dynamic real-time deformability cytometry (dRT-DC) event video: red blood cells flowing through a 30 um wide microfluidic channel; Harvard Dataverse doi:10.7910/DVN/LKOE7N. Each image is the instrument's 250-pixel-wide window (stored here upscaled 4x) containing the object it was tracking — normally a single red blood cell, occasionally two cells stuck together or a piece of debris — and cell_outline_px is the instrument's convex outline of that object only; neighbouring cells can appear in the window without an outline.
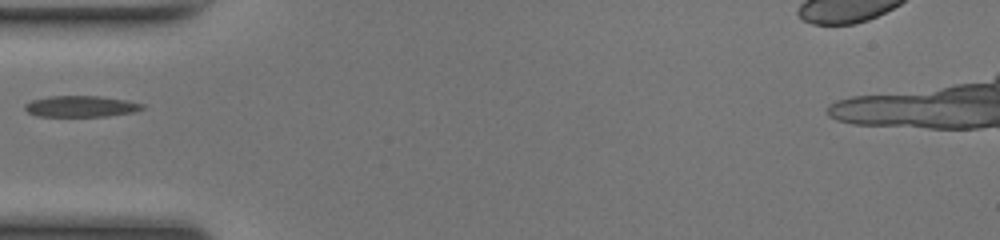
{"species": "common noctule bat (a hibernating species)", "species_latin": "Nyctalus noctula", "temperature_condition": "room temperature", "stored_images_in_passage": 34, "camera_frame_rate_fps": 3000, "um_per_image_px": 0.085, "animal": {"sex": "female", "body_mass_g": 17.0, "forearm_length_mm": 48.0}, "frame": {"image": 1, "passage_image": 1, "time_ms": 0.0, "image_size_px": [1000, 240], "cell_outline_px": [[144, 108], [136, 112], [108, 116], [36, 116], [28, 112], [24, 108], [24, 104], [32, 100], [48, 96], [100, 96], [124, 100], [144, 104]], "centroid_in_image_um": [6.87, 9.04], "position_along_channel_um": 78.1, "area_um2": 14.51}}
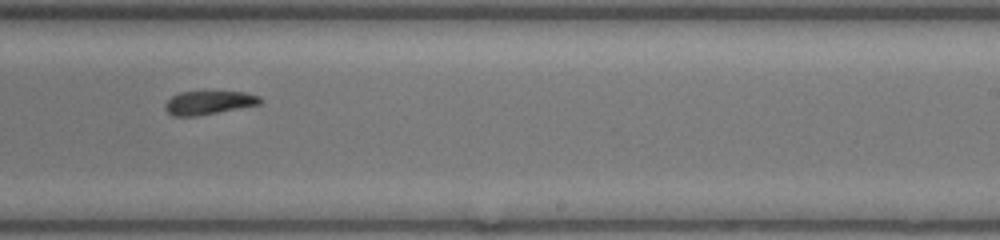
{"frame": {"image": 2, "passage_image": 15, "time_ms": 4.667, "image_size_px": [1000, 240], "cell_outline_px": [[264, 100], [260, 104], [196, 116], [172, 116], [164, 108], [164, 104], [172, 96], [180, 92], [244, 92], [260, 96]], "centroid_in_image_um": [17.74, 8.72], "position_along_channel_um": 271.3, "area_um2": 12.95}}
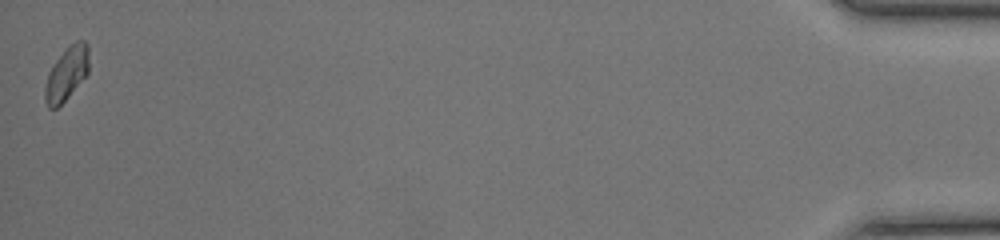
{"frame": {"image": 3, "passage_image": 34, "time_ms": 11.0, "image_size_px": [1000, 240], "cell_outline_px": [[88, 72], [68, 96], [56, 108], [48, 108], [44, 100], [44, 88], [48, 72], [52, 64], [76, 40], [84, 40], [88, 44]], "centroid_in_image_um": [5.63, 6.26], "position_along_channel_um": 429.6, "area_um2": 13.41}}